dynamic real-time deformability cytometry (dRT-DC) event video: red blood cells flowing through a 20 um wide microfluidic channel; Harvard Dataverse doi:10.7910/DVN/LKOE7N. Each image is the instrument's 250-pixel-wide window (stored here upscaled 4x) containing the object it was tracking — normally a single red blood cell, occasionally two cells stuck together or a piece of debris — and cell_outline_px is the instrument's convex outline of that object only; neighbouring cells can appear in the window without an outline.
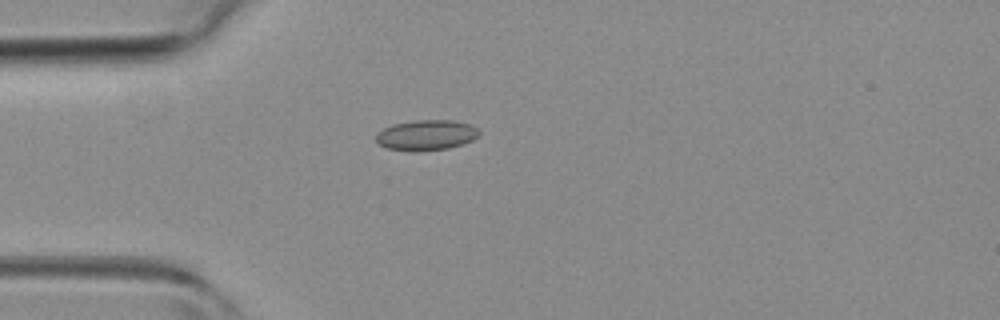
{"species": "common noctule bat (a hibernating species)", "species_latin": "Nyctalus noctula", "temperature_condition": "room temperature", "stored_images_in_passage": 30, "camera_frame_rate_fps": 3000, "um_per_image_px": 0.085, "animal": {"sex": "female", "body_mass_g": 19.3, "forearm_length_mm": 54.1}, "frame": {"image": 1, "passage_image": 1, "time_ms": 0.0, "image_size_px": [1000, 320], "cell_outline_px": [[480, 136], [464, 144], [448, 148], [416, 152], [412, 152], [388, 148], [380, 144], [376, 140], [376, 136], [384, 128], [392, 124], [416, 120], [452, 120], [468, 124], [476, 128], [480, 132]], "centroid_in_image_um": [36.26, 11.49], "position_along_channel_um": 48.7, "area_um2": 18.26}}
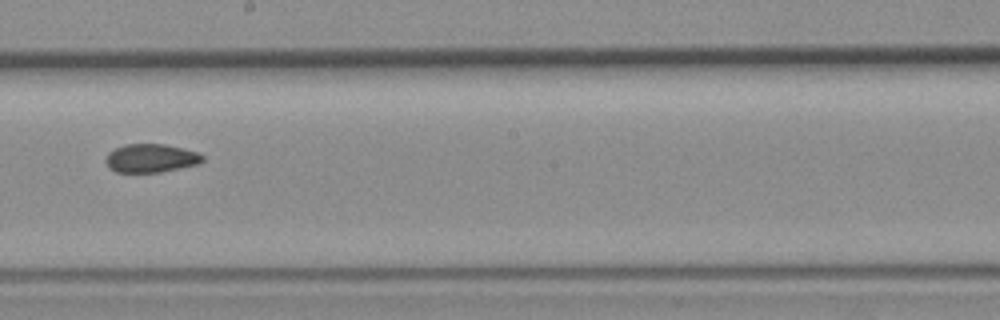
{"frame": {"image": 2, "passage_image": 14, "time_ms": 4.333, "image_size_px": [1000, 320], "cell_outline_px": [[204, 160], [200, 164], [160, 172], [116, 172], [108, 164], [108, 152], [116, 148], [128, 144], [164, 144], [196, 152], [204, 156]], "centroid_in_image_um": [12.89, 13.45], "position_along_channel_um": 235.3, "area_um2": 15.72}}
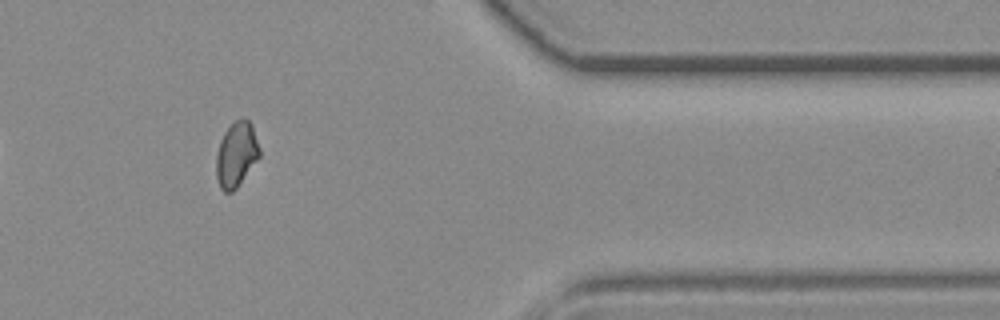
{"frame": {"image": 3, "passage_image": 26, "time_ms": 8.333, "image_size_px": [1000, 320], "cell_outline_px": [[260, 156], [236, 188], [232, 192], [224, 192], [220, 188], [216, 176], [216, 156], [220, 140], [224, 132], [236, 120], [244, 116], [252, 124], [260, 148]], "centroid_in_image_um": [20.09, 13.11], "position_along_channel_um": 391.3, "area_um2": 16.42}}